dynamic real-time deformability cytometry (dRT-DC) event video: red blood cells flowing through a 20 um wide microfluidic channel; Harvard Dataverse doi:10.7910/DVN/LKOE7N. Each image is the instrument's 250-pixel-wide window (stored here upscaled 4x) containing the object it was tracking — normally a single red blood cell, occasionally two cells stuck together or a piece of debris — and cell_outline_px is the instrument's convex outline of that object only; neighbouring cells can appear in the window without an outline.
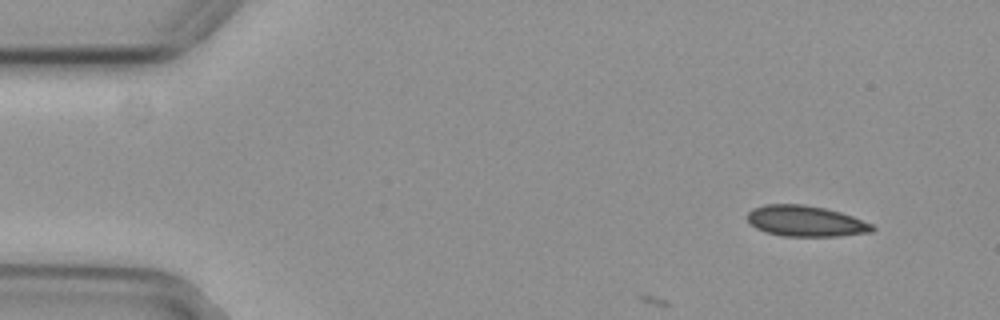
{"species": "common noctule bat (a hibernating species)", "species_latin": "Nyctalus noctula", "temperature_condition": "cold", "stored_images_in_passage": 12, "camera_frame_rate_fps": 3000, "um_per_image_px": 0.085, "animal": {"sex": "female", "body_mass_g": 29.2, "forearm_length_mm": 56.3}, "frame": {"image": 1, "passage_image": 1, "time_ms": 0.0, "image_size_px": [1000, 320], "cell_outline_px": [[876, 228], [872, 232], [840, 236], [784, 236], [764, 232], [748, 224], [748, 212], [752, 208], [764, 204], [804, 204], [824, 208], [840, 212], [852, 216], [872, 224]], "centroid_in_image_um": [68.45, 18.79], "position_along_channel_um": 16.5, "area_um2": 22.6}}